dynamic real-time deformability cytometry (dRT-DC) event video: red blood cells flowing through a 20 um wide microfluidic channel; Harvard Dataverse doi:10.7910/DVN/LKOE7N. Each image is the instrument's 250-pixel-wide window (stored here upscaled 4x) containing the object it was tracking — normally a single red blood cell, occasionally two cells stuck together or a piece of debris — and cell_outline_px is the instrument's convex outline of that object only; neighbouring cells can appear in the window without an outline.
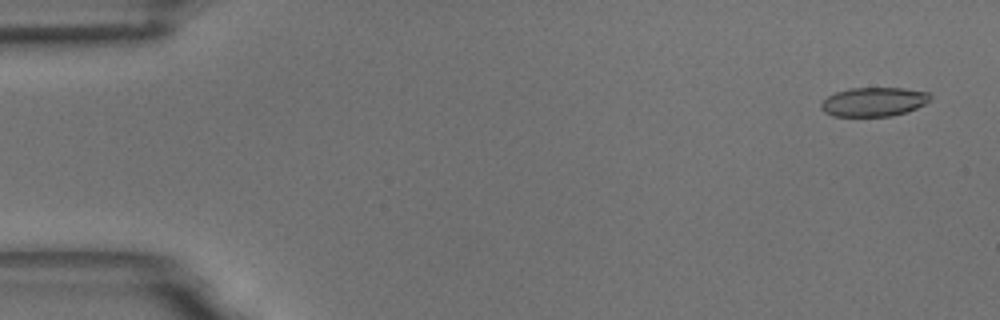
{"species": "common noctule bat (a hibernating species)", "species_latin": "Nyctalus noctula", "temperature_condition": "room temperature", "stored_images_in_passage": 55, "camera_frame_rate_fps": 3000, "um_per_image_px": 0.085, "animal": {"sex": "male", "body_mass_g": 18.8}, "frame": {"image": 1, "passage_image": 3, "time_ms": 0.667, "image_size_px": [1000, 320], "cell_outline_px": [[932, 100], [916, 108], [892, 116], [832, 116], [824, 112], [820, 108], [820, 104], [828, 96], [836, 92], [852, 88], [904, 88], [928, 92], [932, 96]], "centroid_in_image_um": [74.28, 8.65], "position_along_channel_um": 10.7, "area_um2": 18.5}}
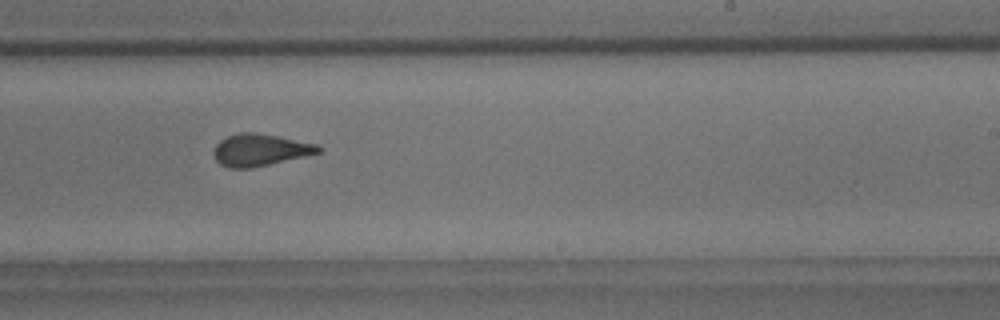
{"frame": {"image": 2, "passage_image": 34, "time_ms": 11.0, "image_size_px": [1000, 320], "cell_outline_px": [[324, 148], [320, 152], [304, 156], [252, 168], [228, 168], [220, 164], [212, 156], [212, 152], [216, 144], [220, 140], [228, 136], [240, 132], [256, 132], [320, 144]], "centroid_in_image_um": [22.1, 12.74], "position_along_channel_um": 266.9, "area_um2": 19.71}}
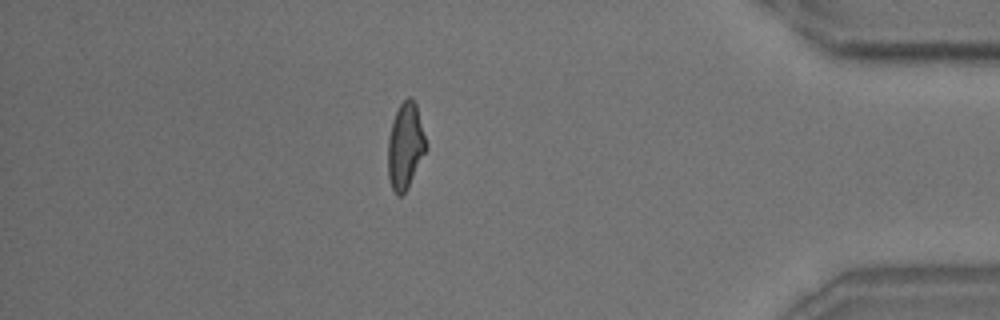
{"frame": {"image": 3, "passage_image": 48, "time_ms": 15.667, "image_size_px": [1000, 320], "cell_outline_px": [[428, 148], [408, 188], [400, 196], [396, 196], [392, 188], [388, 176], [388, 136], [392, 120], [400, 104], [408, 96], [412, 96], [416, 104], [428, 144]], "centroid_in_image_um": [34.47, 12.4], "position_along_channel_um": 400.7, "area_um2": 19.48}, "authors_computed_cell_mechanics": {"area_um2": 19.7098, "velocity_mm_per_s": 3.6926, "shape_relaxation_time_tau1_ms": 11.1848, "shape_relaxation_time_tau2_ms": 1.2955, "deformation_change_tau1": 0.2499, "deformation_change_tau2": 0.0848}}